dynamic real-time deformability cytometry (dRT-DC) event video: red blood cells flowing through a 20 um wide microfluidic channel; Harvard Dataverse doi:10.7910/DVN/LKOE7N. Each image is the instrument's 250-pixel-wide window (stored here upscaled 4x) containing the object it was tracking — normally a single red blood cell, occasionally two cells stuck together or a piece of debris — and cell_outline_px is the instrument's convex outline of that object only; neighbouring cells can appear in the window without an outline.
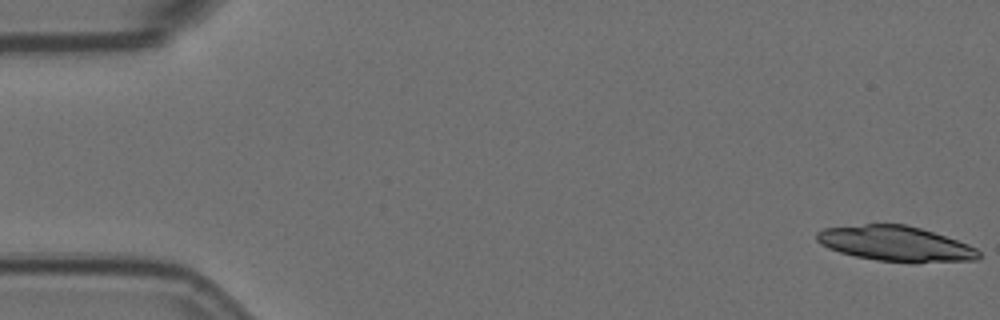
{"species": "Egyptian fruit bat (a non-hibernating species)", "species_latin": "Rousettus aegyptiacus", "temperature_condition": "room temperature", "stored_images_in_passage": 4, "camera_frame_rate_fps": 3000, "um_per_image_px": 0.085, "animal": {"sex": "female"}, "frame": {"image": 1, "passage_image": 1, "time_ms": 0.0, "image_size_px": [1000, 320], "cell_outline_px": [[980, 260], [916, 264], [912, 264], [876, 260], [856, 256], [840, 252], [828, 248], [816, 240], [816, 232], [824, 228], [864, 224], [904, 224], [920, 228], [968, 244], [976, 248], [980, 252]], "centroid_in_image_um": [76.17, 20.74], "position_along_channel_um": 8.8, "area_um2": 33.64}}